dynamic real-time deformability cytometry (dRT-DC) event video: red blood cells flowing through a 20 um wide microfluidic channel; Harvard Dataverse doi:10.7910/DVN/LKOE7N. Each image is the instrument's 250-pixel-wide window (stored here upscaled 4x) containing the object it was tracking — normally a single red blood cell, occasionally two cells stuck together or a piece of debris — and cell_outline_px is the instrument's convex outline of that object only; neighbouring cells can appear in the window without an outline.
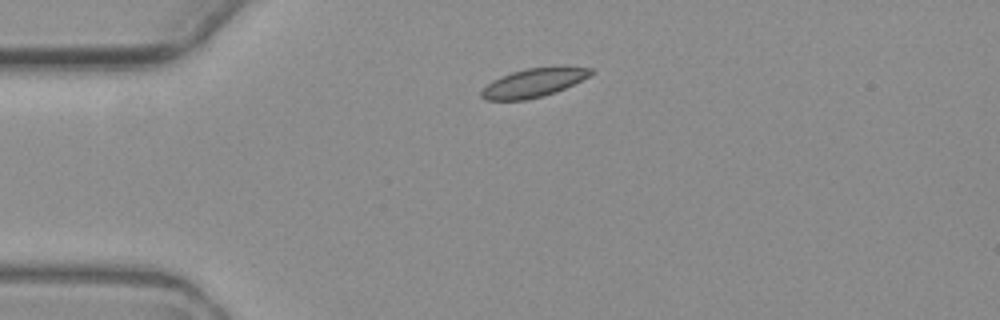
{"species": "common noctule bat (a hibernating species)", "species_latin": "Nyctalus noctula", "temperature_condition": "warm", "stored_images_in_passage": 7, "camera_frame_rate_fps": 3000, "um_per_image_px": 0.085, "animal": {"sex": "female", "body_mass_g": 19.3, "forearm_length_mm": 54.1}, "frame": {"image": 1, "passage_image": 1, "time_ms": 0.0, "image_size_px": [1000, 320], "cell_outline_px": [[596, 72], [556, 92], [544, 96], [524, 100], [484, 100], [480, 96], [480, 92], [492, 80], [500, 76], [512, 72], [528, 68], [592, 68]], "centroid_in_image_um": [45.28, 7.06], "position_along_channel_um": 39.7, "area_um2": 17.8}}
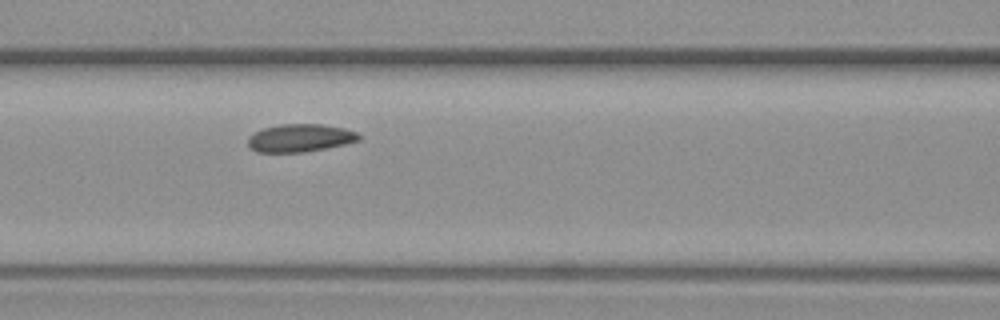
{"frame": {"image": 2, "passage_image": 4, "time_ms": 3.667, "image_size_px": [1000, 320], "cell_outline_px": [[360, 140], [344, 144], [304, 152], [256, 152], [248, 148], [248, 136], [264, 128], [280, 124], [324, 124], [344, 128], [356, 132], [360, 136]], "centroid_in_image_um": [25.48, 11.72], "position_along_channel_um": 141.1, "area_um2": 17.98}}
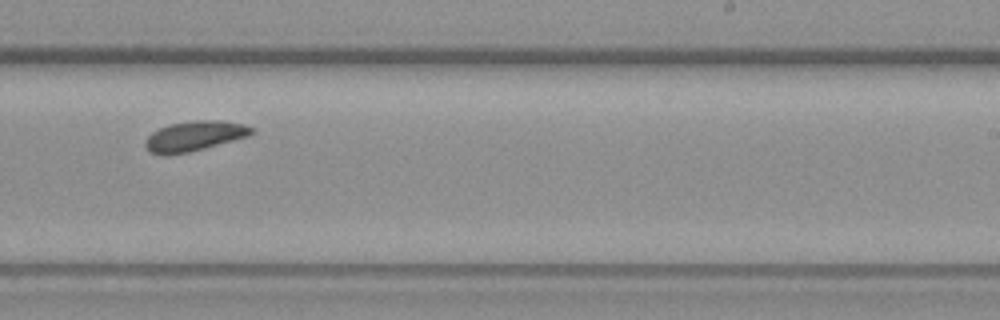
{"frame": {"image": 3, "passage_image": 7, "time_ms": 7.333, "image_size_px": [1000, 320], "cell_outline_px": [[256, 132], [248, 136], [204, 148], [188, 152], [168, 156], [164, 156], [152, 152], [144, 144], [144, 140], [152, 132], [168, 124], [192, 120], [220, 120], [244, 124], [256, 128]], "centroid_in_image_um": [16.54, 11.55], "position_along_channel_um": 272.5, "area_um2": 18.73}}